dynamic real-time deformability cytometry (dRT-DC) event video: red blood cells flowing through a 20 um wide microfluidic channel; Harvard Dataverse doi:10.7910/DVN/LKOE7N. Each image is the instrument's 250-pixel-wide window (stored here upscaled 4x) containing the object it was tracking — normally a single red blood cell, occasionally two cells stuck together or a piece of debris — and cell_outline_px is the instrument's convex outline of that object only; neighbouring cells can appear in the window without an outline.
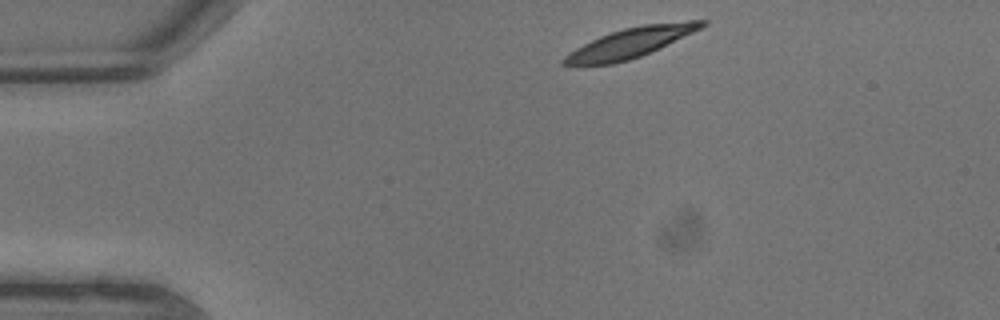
{"species": "common noctule bat (a hibernating species)", "species_latin": "Nyctalus noctula", "temperature_condition": "warm", "stored_images_in_passage": 6, "camera_frame_rate_fps": 3000, "um_per_image_px": 0.085, "animal": {"sex": "male", "body_mass_g": 13.3}, "frame": {"image": 1, "passage_image": 1, "time_ms": 0.0, "image_size_px": [1000, 320], "cell_outline_px": [[708, 24], [692, 32], [640, 56], [628, 60], [612, 64], [560, 64], [560, 60], [564, 56], [576, 48], [600, 36], [624, 28], [644, 24], [688, 20], [708, 20]], "centroid_in_image_um": [53.59, 3.61], "position_along_channel_um": 31.4, "area_um2": 23.35}}
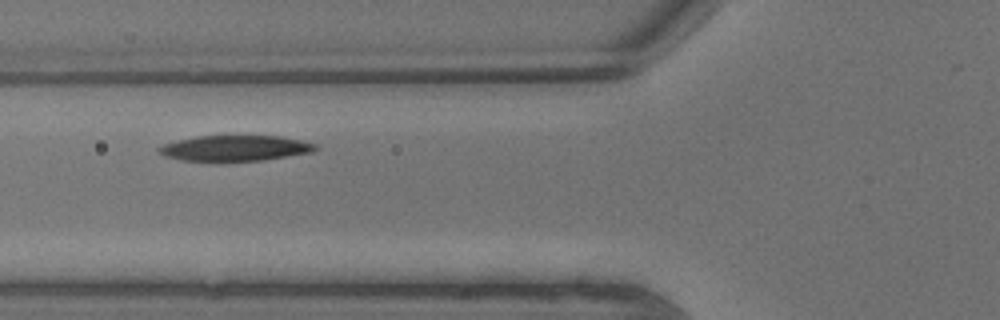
{"frame": {"image": 2, "passage_image": 5, "time_ms": 1.333, "image_size_px": [1000, 320], "cell_outline_px": [[320, 148], [312, 152], [264, 160], [180, 160], [164, 156], [156, 152], [156, 148], [164, 144], [196, 136], [280, 136], [300, 140], [316, 144]], "centroid_in_image_um": [19.98, 12.59], "position_along_channel_um": 105.8, "area_um2": 23.12}}
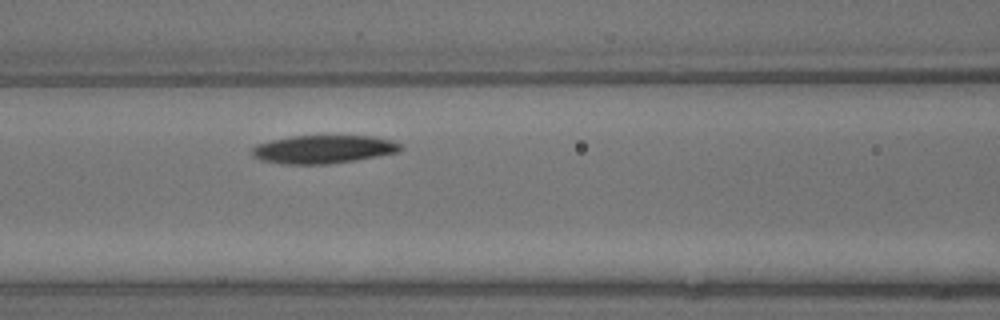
{"frame": {"image": 3, "passage_image": 6, "time_ms": 1.667, "image_size_px": [1000, 320], "cell_outline_px": [[404, 148], [400, 152], [356, 160], [328, 164], [280, 164], [260, 160], [252, 156], [252, 148], [256, 144], [272, 140], [292, 136], [372, 136], [392, 140], [400, 144]], "centroid_in_image_um": [27.49, 12.69], "position_along_channel_um": 139.1, "area_um2": 24.57}}